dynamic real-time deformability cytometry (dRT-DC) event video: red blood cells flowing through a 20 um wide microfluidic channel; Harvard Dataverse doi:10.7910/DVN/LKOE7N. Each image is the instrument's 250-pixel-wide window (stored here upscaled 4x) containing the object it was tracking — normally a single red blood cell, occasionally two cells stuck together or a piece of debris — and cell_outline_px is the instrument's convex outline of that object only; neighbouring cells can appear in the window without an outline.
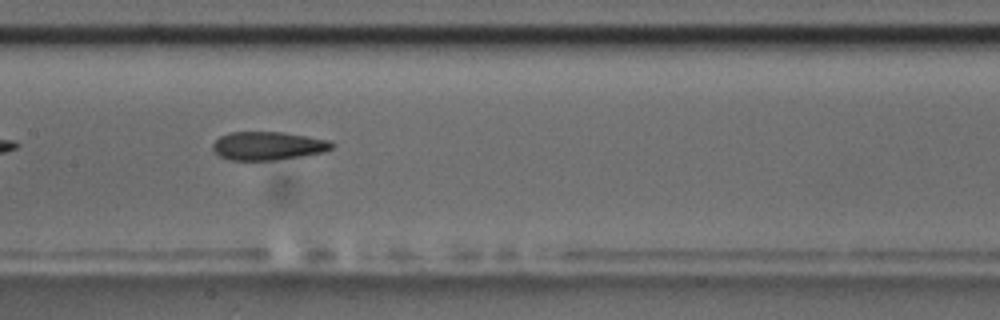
{"species": "common noctule bat (a hibernating species)", "species_latin": "Nyctalus noctula", "temperature_condition": "room temperature", "stored_images_in_passage": 11, "camera_frame_rate_fps": 3000, "um_per_image_px": 0.085, "animal": {"sex": "male", "body_mass_g": 17.5, "forearm_length_mm": 52.3}, "frame": {"image": 1, "passage_image": 4, "time_ms": 1.0, "image_size_px": [1000, 320], "cell_outline_px": [[336, 144], [332, 148], [324, 152], [304, 156], [276, 160], [228, 160], [220, 156], [212, 148], [212, 144], [220, 136], [232, 132], [284, 132], [328, 140]], "centroid_in_image_um": [22.8, 12.4], "position_along_channel_um": 184.6, "area_um2": 19.77}}